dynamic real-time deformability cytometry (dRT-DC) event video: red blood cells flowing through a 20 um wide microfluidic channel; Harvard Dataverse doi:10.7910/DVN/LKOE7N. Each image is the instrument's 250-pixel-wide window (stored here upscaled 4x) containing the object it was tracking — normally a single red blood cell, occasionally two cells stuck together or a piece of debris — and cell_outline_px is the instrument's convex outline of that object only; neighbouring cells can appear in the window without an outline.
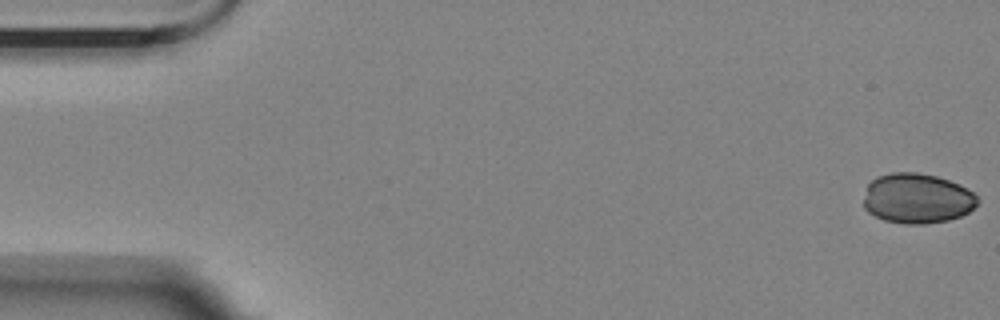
{"species": "Egyptian fruit bat (a non-hibernating species)", "species_latin": "Rousettus aegyptiacus", "temperature_condition": "room temperature", "stored_images_in_passage": 14, "camera_frame_rate_fps": 3000, "um_per_image_px": 0.085, "animal": {"sex": "female"}, "frame": {"image": 1, "passage_image": 1, "time_ms": 0.0, "image_size_px": [1000, 320], "cell_outline_px": [[980, 200], [968, 212], [960, 216], [948, 220], [924, 224], [904, 224], [884, 220], [868, 212], [864, 208], [864, 196], [868, 184], [876, 176], [892, 172], [916, 172], [936, 176], [948, 180], [972, 192]], "centroid_in_image_um": [77.92, 16.87], "position_along_channel_um": 7.1, "area_um2": 33.12}}
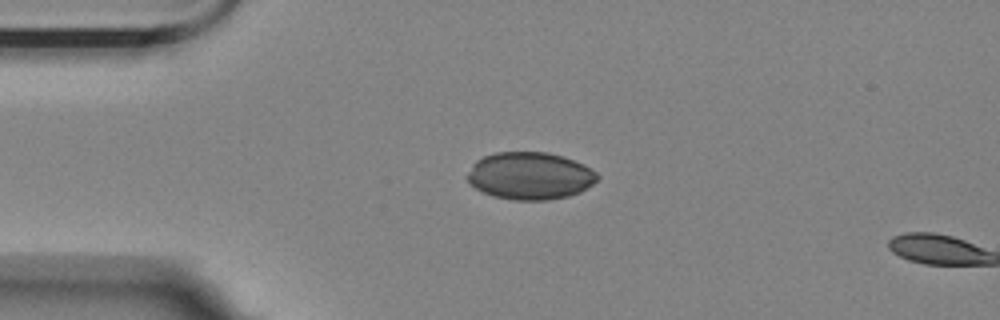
{"frame": {"image": 2, "passage_image": 13, "time_ms": 4.0, "image_size_px": [1000, 320], "cell_outline_px": [[600, 176], [592, 184], [580, 192], [568, 196], [548, 200], [512, 200], [492, 196], [480, 192], [468, 184], [468, 172], [472, 164], [476, 160], [484, 156], [496, 152], [548, 152], [564, 156], [584, 164], [596, 172]], "centroid_in_image_um": [45.02, 14.95], "position_along_channel_um": 40.0, "area_um2": 36.24}}